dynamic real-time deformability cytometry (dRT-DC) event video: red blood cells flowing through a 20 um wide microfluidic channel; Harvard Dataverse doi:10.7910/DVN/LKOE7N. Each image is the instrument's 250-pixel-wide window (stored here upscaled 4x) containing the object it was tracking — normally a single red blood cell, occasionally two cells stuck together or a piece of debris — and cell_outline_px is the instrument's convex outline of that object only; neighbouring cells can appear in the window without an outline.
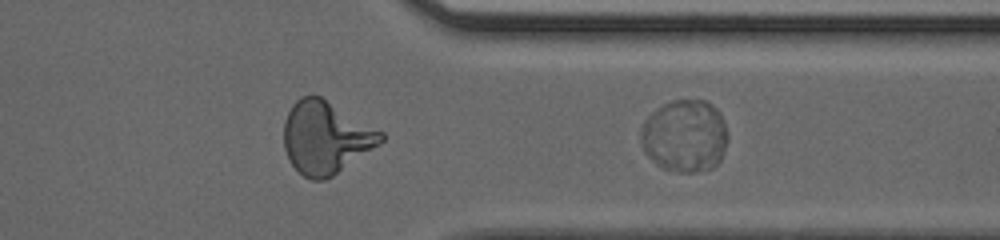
{"species": "human", "species_latin": "Homo sapiens", "temperature_condition": "cold", "stored_images_in_passage": 41, "camera_frame_rate_fps": 3000, "um_per_image_px": 0.085, "donor": {"sex": "male"}, "frame": {"image": 1, "passage_image": 41, "time_ms": 13.333, "image_size_px": [1000, 240], "cell_outline_px": [[728, 140], [724, 152], [720, 160], [712, 168], [696, 172], [676, 172], [664, 168], [656, 164], [644, 152], [640, 140], [640, 128], [644, 120], [656, 108], [672, 100], [708, 100], [720, 112], [724, 120], [728, 132]], "centroid_in_image_um": [58.21, 11.54], "position_along_channel_um": 353.2, "area_um2": 37.28}}